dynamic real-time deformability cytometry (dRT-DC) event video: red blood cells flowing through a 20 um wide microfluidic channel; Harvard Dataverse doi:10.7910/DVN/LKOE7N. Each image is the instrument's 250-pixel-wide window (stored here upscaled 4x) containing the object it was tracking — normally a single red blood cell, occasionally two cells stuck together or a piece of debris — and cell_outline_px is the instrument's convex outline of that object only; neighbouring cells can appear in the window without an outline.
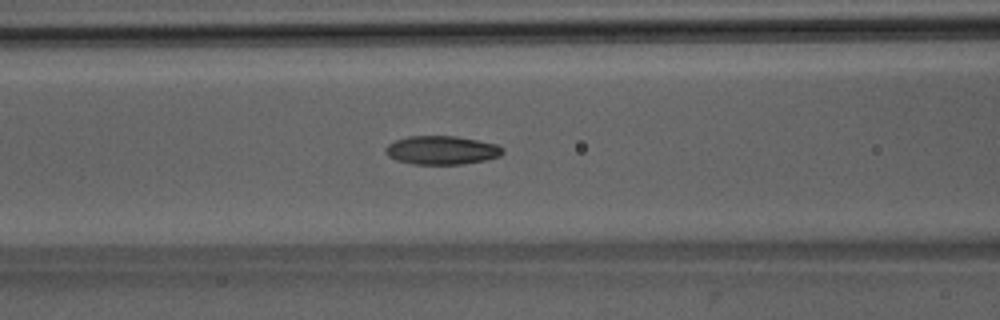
{"species": "Egyptian fruit bat (a non-hibernating species)", "species_latin": "Rousettus aegyptiacus", "temperature_condition": "room temperature", "stored_images_in_passage": 49, "camera_frame_rate_fps": 3000, "um_per_image_px": 0.085, "animal": {"sex": "male"}, "frame": {"image": 1, "passage_image": 22, "time_ms": 7.0, "image_size_px": [1000, 320], "cell_outline_px": [[504, 152], [500, 156], [484, 160], [460, 164], [412, 164], [396, 160], [388, 156], [384, 152], [384, 148], [388, 144], [396, 140], [408, 136], [456, 136], [496, 144], [504, 148]], "centroid_in_image_um": [37.52, 12.76], "position_along_channel_um": 129.1, "area_um2": 19.54}}
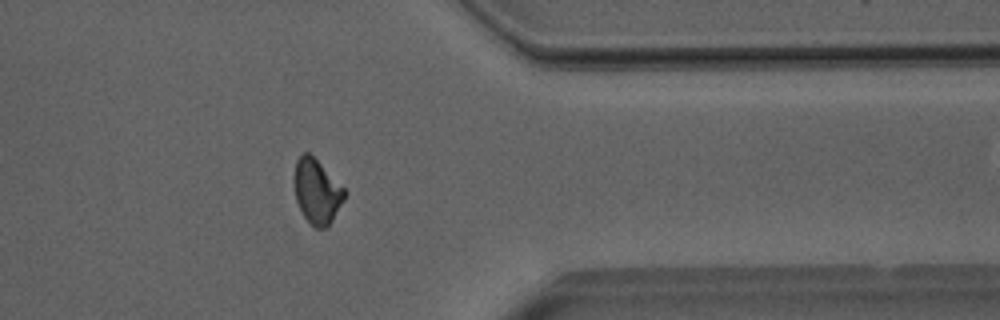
{"frame": {"image": 2, "passage_image": 42, "time_ms": 13.667, "image_size_px": [1000, 320], "cell_outline_px": [[348, 192], [344, 200], [332, 220], [324, 228], [316, 228], [304, 216], [296, 200], [296, 160], [304, 152], [308, 152]], "centroid_in_image_um": [26.97, 16.29], "position_along_channel_um": 384.4, "area_um2": 18.15}, "authors_computed_cell_mechanics": {"area_um2": 19.1318, "velocity_mm_per_s": 4.0039, "shape_relaxation_time_tau1_ms": 6.9056, "shape_relaxation_time_tau2_ms": 2.1089, "deformation_change_tau1": 0.1722, "deformation_change_tau2": 0.0766}}